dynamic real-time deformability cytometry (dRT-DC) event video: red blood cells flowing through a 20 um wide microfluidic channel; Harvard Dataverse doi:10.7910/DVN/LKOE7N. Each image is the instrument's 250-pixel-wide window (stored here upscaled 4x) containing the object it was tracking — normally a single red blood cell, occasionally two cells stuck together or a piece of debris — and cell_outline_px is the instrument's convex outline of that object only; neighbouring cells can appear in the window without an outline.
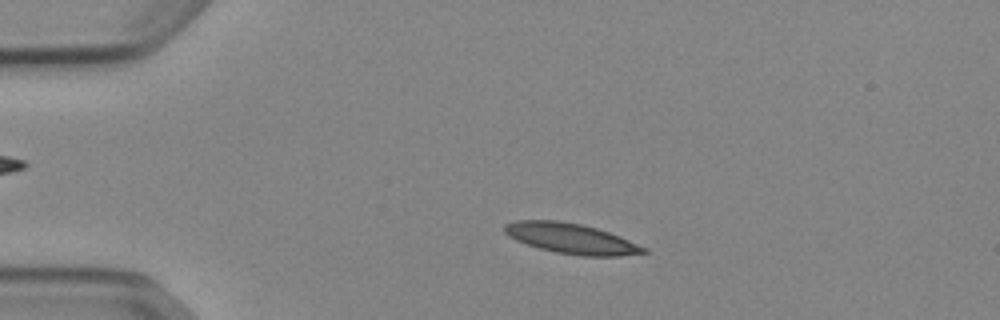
{"species": "Egyptian fruit bat (a non-hibernating species)", "species_latin": "Rousettus aegyptiacus", "temperature_condition": "cold", "stored_images_in_passage": 51, "camera_frame_rate_fps": 3000, "um_per_image_px": 0.085, "animal": {"sex": "female"}, "frame": {"image": 1, "passage_image": 10, "time_ms": 3.0, "image_size_px": [1000, 320], "cell_outline_px": [[648, 252], [616, 256], [580, 256], [556, 252], [540, 248], [516, 240], [508, 236], [504, 232], [504, 224], [516, 220], [560, 220], [580, 224], [596, 228], [620, 236], [648, 248]], "centroid_in_image_um": [48.54, 20.27], "position_along_channel_um": 36.5, "area_um2": 24.51}}
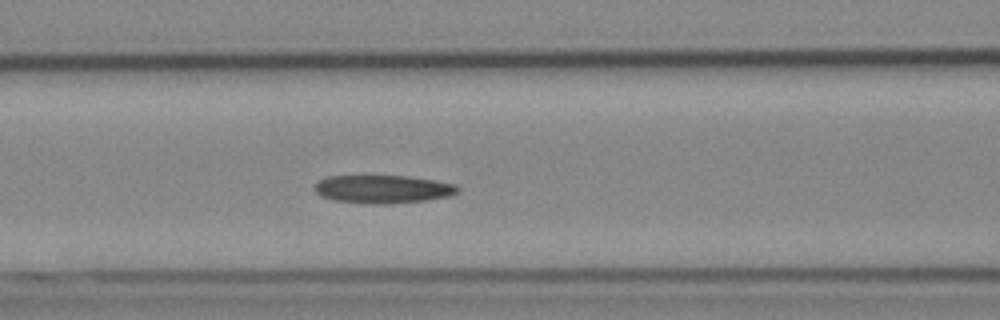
{"frame": {"image": 2, "passage_image": 21, "time_ms": 6.667, "image_size_px": [1000, 320], "cell_outline_px": [[460, 192], [448, 196], [424, 200], [384, 204], [380, 204], [332, 200], [320, 196], [312, 188], [312, 184], [316, 180], [328, 176], [360, 172], [408, 176], [436, 180], [456, 184], [460, 188]], "centroid_in_image_um": [32.43, 16.0], "position_along_channel_um": 134.2, "area_um2": 24.8}}
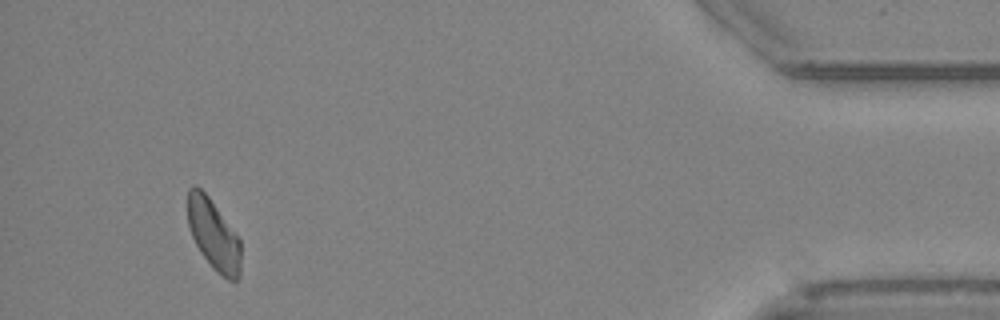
{"frame": {"image": 3, "passage_image": 48, "time_ms": 15.667, "image_size_px": [1000, 320], "cell_outline_px": [[240, 276], [236, 280], [228, 280], [216, 272], [212, 268], [200, 252], [192, 236], [188, 224], [188, 188], [196, 184], [208, 196], [240, 240]], "centroid_in_image_um": [18.14, 19.97], "position_along_channel_um": 417.1, "area_um2": 21.62}, "authors_computed_cell_mechanics": {"area_um2": 23.4668, "velocity_mm_per_s": 3.8593, "shape_relaxation_time_tau1_ms": null, "shape_relaxation_time_tau2_ms": 8.3269, "deformation_change_tau1": null, "deformation_change_tau2": 0.1854}}